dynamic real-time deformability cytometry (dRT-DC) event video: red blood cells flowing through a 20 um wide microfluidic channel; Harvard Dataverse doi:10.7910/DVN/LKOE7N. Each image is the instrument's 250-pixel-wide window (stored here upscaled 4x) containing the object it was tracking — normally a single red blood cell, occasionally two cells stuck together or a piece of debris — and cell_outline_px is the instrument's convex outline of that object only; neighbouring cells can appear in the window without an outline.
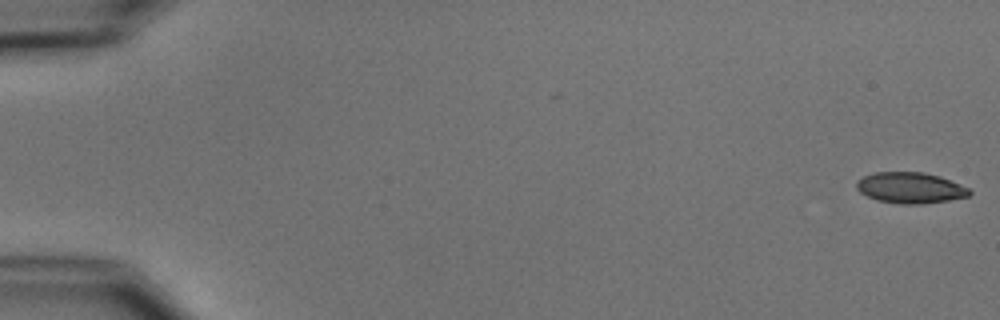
{"species": "common noctule bat (a hibernating species)", "species_latin": "Nyctalus noctula", "temperature_condition": "cold", "stored_images_in_passage": 54, "camera_frame_rate_fps": 3000, "um_per_image_px": 0.085, "animal": {"sex": "male", "body_mass_g": 15.6}, "frame": {"image": 1, "passage_image": 1, "time_ms": 0.0, "image_size_px": [1000, 320], "cell_outline_px": [[972, 192], [968, 196], [948, 200], [924, 204], [900, 204], [876, 200], [860, 192], [856, 188], [856, 180], [864, 176], [876, 172], [924, 172], [940, 176], [968, 188]], "centroid_in_image_um": [77.35, 15.96], "position_along_channel_um": 7.6, "area_um2": 20.35}}
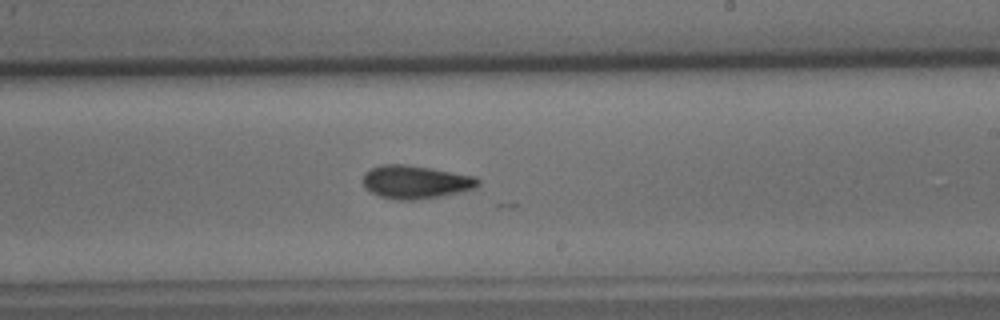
{"frame": {"image": 2, "passage_image": 33, "time_ms": 10.667, "image_size_px": [1000, 320], "cell_outline_px": [[480, 184], [476, 188], [444, 196], [416, 200], [396, 200], [380, 196], [364, 188], [364, 172], [380, 164], [404, 164], [428, 168], [472, 176], [480, 180]], "centroid_in_image_um": [35.31, 15.48], "position_along_channel_um": 253.7, "area_um2": 22.2}}
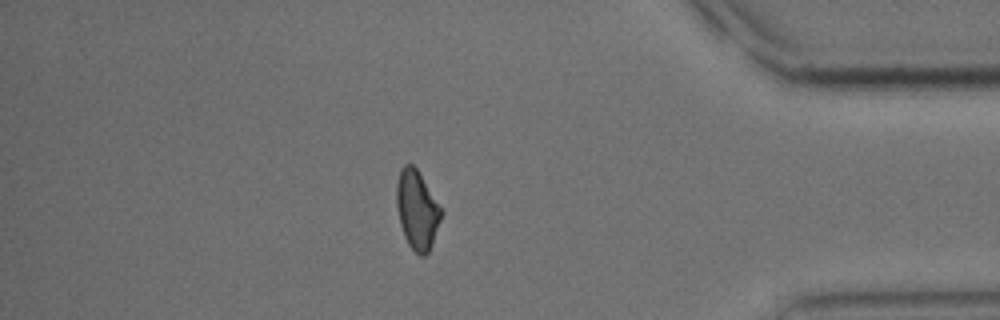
{"frame": {"image": 3, "passage_image": 47, "time_ms": 15.333, "image_size_px": [1000, 320], "cell_outline_px": [[444, 212], [432, 244], [428, 252], [424, 256], [420, 256], [408, 244], [404, 236], [400, 224], [396, 204], [396, 184], [400, 168], [404, 164], [412, 164], [420, 172]], "centroid_in_image_um": [35.45, 17.81], "position_along_channel_um": 399.7, "area_um2": 20.75}, "authors_computed_cell_mechanics": {"area_um2": 21.1259, "velocity_mm_per_s": 3.7717, "shape_relaxation_time_tau1_ms": 6.9373, "shape_relaxation_time_tau2_ms": 8.4196, "deformation_change_tau1": 0.1558, "deformation_change_tau2": 0.148}}